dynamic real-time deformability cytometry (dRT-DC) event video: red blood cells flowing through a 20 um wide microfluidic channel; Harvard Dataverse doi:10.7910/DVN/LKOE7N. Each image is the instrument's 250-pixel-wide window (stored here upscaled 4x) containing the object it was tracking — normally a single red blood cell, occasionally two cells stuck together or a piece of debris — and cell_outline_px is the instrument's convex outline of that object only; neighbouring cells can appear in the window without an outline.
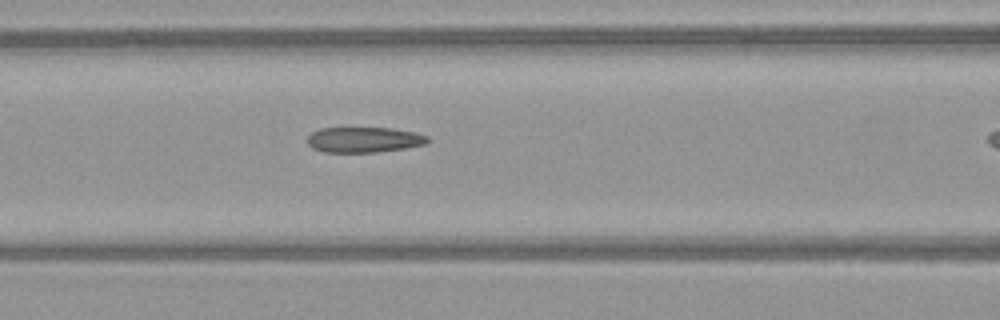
{"species": "common noctule bat (a hibernating species)", "species_latin": "Nyctalus noctula", "temperature_condition": "warm", "stored_images_in_passage": 13, "camera_frame_rate_fps": 3000, "um_per_image_px": 0.085, "animal": {"sex": "female", "body_mass_g": 21.9}, "frame": {"image": 1, "passage_image": 6, "time_ms": 1.667, "image_size_px": [1000, 320], "cell_outline_px": [[428, 140], [424, 144], [404, 148], [376, 152], [324, 152], [312, 148], [308, 144], [308, 136], [312, 132], [320, 128], [392, 128], [416, 132], [428, 136]], "centroid_in_image_um": [30.92, 11.87], "position_along_channel_um": 135.7, "area_um2": 17.74}}
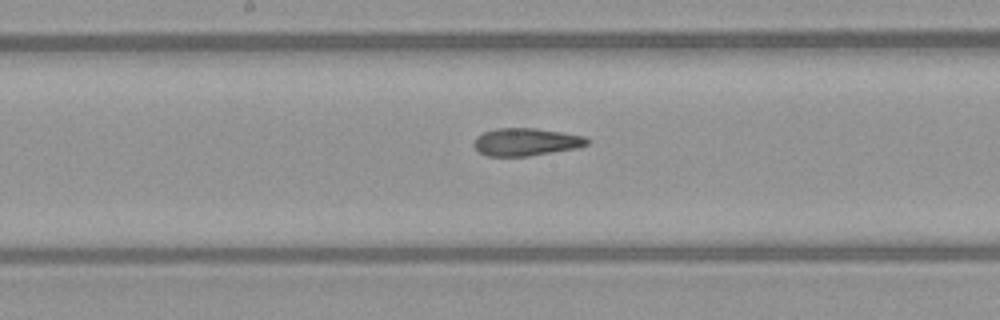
{"frame": {"image": 2, "passage_image": 11, "time_ms": 3.333, "image_size_px": [1000, 320], "cell_outline_px": [[588, 144], [580, 148], [528, 156], [488, 156], [480, 152], [472, 144], [476, 136], [484, 132], [496, 128], [536, 128], [584, 136], [588, 140]], "centroid_in_image_um": [44.7, 12.06], "position_along_channel_um": 203.5, "area_um2": 18.26}}